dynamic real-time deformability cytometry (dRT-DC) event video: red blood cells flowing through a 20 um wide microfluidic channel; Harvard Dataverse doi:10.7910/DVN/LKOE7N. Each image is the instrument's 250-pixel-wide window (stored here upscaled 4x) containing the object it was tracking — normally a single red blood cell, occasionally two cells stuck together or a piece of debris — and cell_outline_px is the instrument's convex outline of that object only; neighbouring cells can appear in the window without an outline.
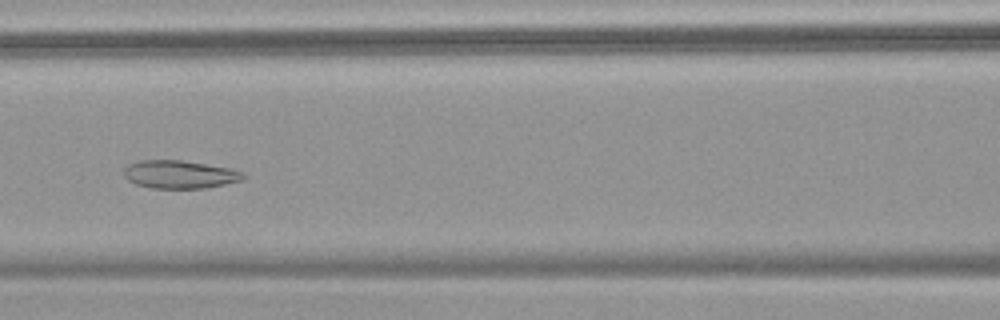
{"species": "common noctule bat (a hibernating species)", "species_latin": "Nyctalus noctula", "temperature_condition": "warm", "stored_images_in_passage": 56, "camera_frame_rate_fps": 3000, "um_per_image_px": 0.085, "animal": {"sex": "female", "body_mass_g": 18.4}, "frame": {"image": 1, "passage_image": 26, "time_ms": 8.333, "image_size_px": [1000, 320], "cell_outline_px": [[248, 176], [240, 180], [224, 184], [204, 188], [152, 188], [136, 184], [128, 180], [124, 176], [124, 168], [128, 164], [140, 160], [180, 160], [232, 168], [244, 172]], "centroid_in_image_um": [15.28, 14.82], "position_along_channel_um": 151.3, "area_um2": 19.54}}
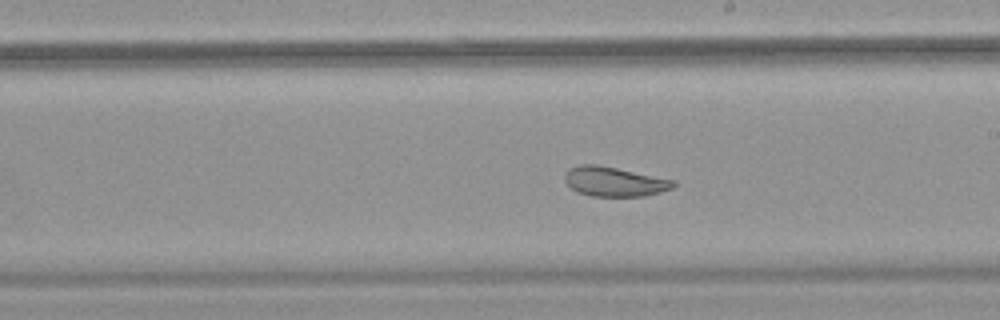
{"frame": {"image": 2, "passage_image": 33, "time_ms": 10.667, "image_size_px": [1000, 320], "cell_outline_px": [[676, 184], [672, 188], [660, 192], [644, 196], [592, 196], [576, 192], [564, 180], [564, 172], [568, 168], [580, 164], [596, 164], [676, 180]], "centroid_in_image_um": [52.19, 15.43], "position_along_channel_um": 236.8, "area_um2": 18.79}}
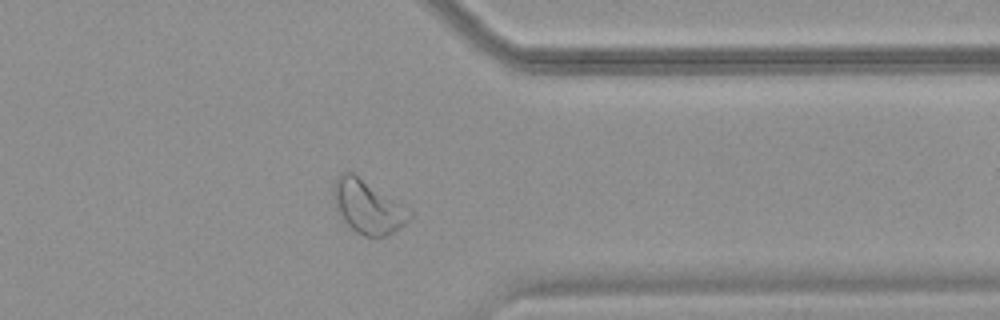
{"frame": {"image": 3, "passage_image": 45, "time_ms": 14.667, "image_size_px": [1000, 320], "cell_outline_px": [[412, 216], [400, 228], [384, 236], [364, 236], [356, 232], [344, 220], [336, 208], [332, 188], [332, 184], [336, 176], [348, 168], [412, 212]], "centroid_in_image_um": [31.21, 17.52], "position_along_channel_um": 380.2, "area_um2": 23.41}, "authors_computed_cell_mechanics": {"area_um2": 26.6169, "velocity_mm_per_s": 3.6848, "shape_relaxation_time_tau1_ms": null, "shape_relaxation_time_tau2_ms": 2.0466, "deformation_change_tau1": null, "deformation_change_tau2": 0.0805}}